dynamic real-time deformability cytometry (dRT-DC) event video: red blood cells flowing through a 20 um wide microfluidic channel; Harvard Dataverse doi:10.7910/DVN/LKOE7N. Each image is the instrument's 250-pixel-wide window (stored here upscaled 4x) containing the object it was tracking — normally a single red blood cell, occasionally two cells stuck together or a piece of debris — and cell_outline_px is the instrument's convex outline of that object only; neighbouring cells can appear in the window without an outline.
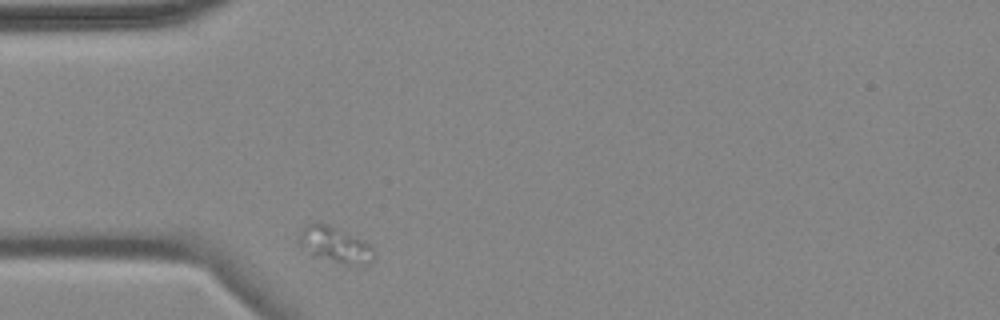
{"species": "common noctule bat (a hibernating species)", "species_latin": "Nyctalus noctula", "temperature_condition": "cold", "stored_images_in_passage": 1, "camera_frame_rate_fps": 3000, "um_per_image_px": 0.085, "animal": {"sex": "female", "body_mass_g": 18.4}, "frame": {"image": 1, "passage_image": 1, "time_ms": 0.0, "image_size_px": [1000, 320], "cell_outline_px": [[372, 260], [344, 264], [312, 256], [296, 240], [300, 232], [308, 224], [328, 224], [364, 240], [372, 248]], "centroid_in_image_um": [28.39, 20.78], "position_along_channel_um": 56.6, "area_um2": 14.97}}